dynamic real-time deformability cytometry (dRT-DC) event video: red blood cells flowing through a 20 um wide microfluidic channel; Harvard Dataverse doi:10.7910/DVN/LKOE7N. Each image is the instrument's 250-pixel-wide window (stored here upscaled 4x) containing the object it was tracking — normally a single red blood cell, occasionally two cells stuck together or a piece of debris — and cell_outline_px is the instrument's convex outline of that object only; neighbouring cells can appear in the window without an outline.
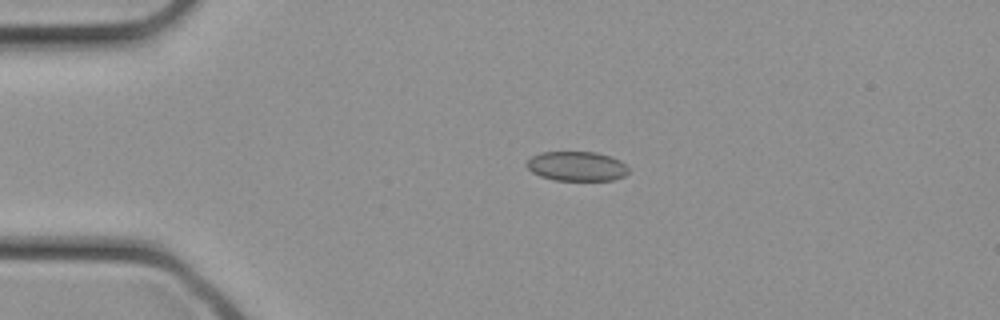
{"species": "common noctule bat (a hibernating species)", "species_latin": "Nyctalus noctula", "temperature_condition": "cold", "stored_images_in_passage": 32, "camera_frame_rate_fps": 3000, "um_per_image_px": 0.085, "animal": {"sex": "female", "body_mass_g": 21.9}, "frame": {"image": 1, "passage_image": 7, "time_ms": 2.0, "image_size_px": [1000, 320], "cell_outline_px": [[628, 172], [624, 176], [612, 180], [556, 180], [540, 176], [532, 172], [524, 164], [532, 156], [540, 152], [596, 152], [620, 160], [628, 168]], "centroid_in_image_um": [48.99, 14.12], "position_along_channel_um": 36.0, "area_um2": 17.46}}
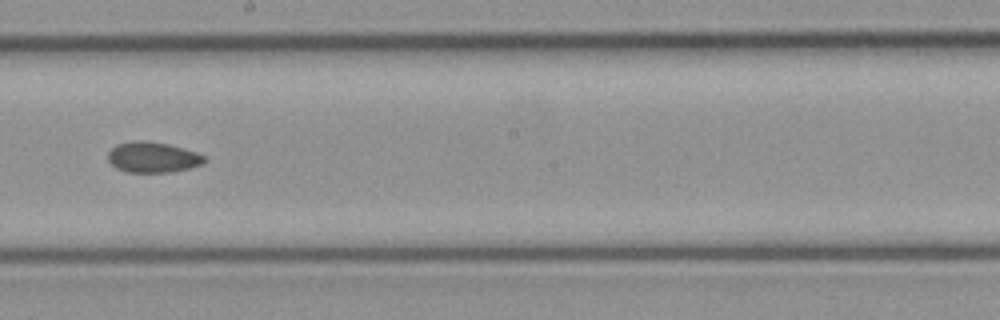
{"frame": {"image": 2, "passage_image": 18, "time_ms": 5.667, "image_size_px": [1000, 320], "cell_outline_px": [[208, 160], [200, 164], [188, 168], [168, 172], [128, 172], [116, 168], [108, 160], [108, 152], [116, 144], [132, 140], [144, 140], [168, 144], [196, 152], [204, 156]], "centroid_in_image_um": [12.95, 13.35], "position_along_channel_um": 235.3, "area_um2": 17.11}}
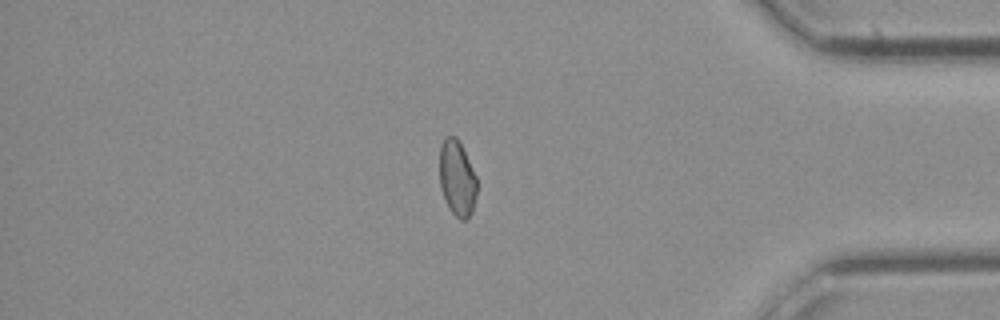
{"frame": {"image": 3, "passage_image": 27, "time_ms": 8.667, "image_size_px": [1000, 320], "cell_outline_px": [[476, 196], [472, 212], [468, 220], [460, 220], [448, 208], [444, 200], [440, 188], [440, 144], [444, 136], [456, 136], [476, 176]], "centroid_in_image_um": [38.83, 15.18], "position_along_channel_um": 396.4, "area_um2": 16.53}}